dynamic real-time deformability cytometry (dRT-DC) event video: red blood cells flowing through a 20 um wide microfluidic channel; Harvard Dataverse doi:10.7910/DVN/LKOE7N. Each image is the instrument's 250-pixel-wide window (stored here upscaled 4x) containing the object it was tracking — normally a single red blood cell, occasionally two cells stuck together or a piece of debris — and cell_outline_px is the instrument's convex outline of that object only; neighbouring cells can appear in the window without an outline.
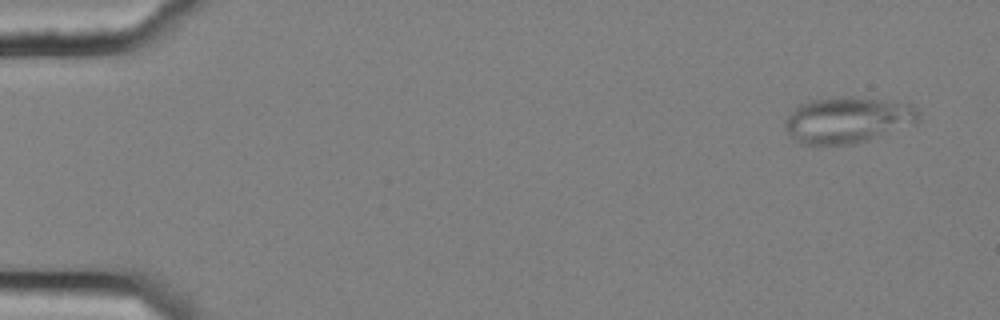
{"species": "common noctule bat (a hibernating species)", "species_latin": "Nyctalus noctula", "temperature_condition": "cold", "stored_images_in_passage": 55, "camera_frame_rate_fps": 3000, "um_per_image_px": 0.085, "animal": {"sex": "female", "body_mass_g": 25.1}, "frame": {"image": 1, "passage_image": 3, "time_ms": 0.667, "image_size_px": [1000, 320], "cell_outline_px": [[920, 120], [916, 124], [868, 140], [852, 144], [804, 144], [796, 140], [784, 128], [784, 120], [800, 104], [812, 100], [844, 96], [848, 96], [912, 104], [920, 112]], "centroid_in_image_um": [72.09, 10.2], "position_along_channel_um": 12.9, "area_um2": 35.78}}
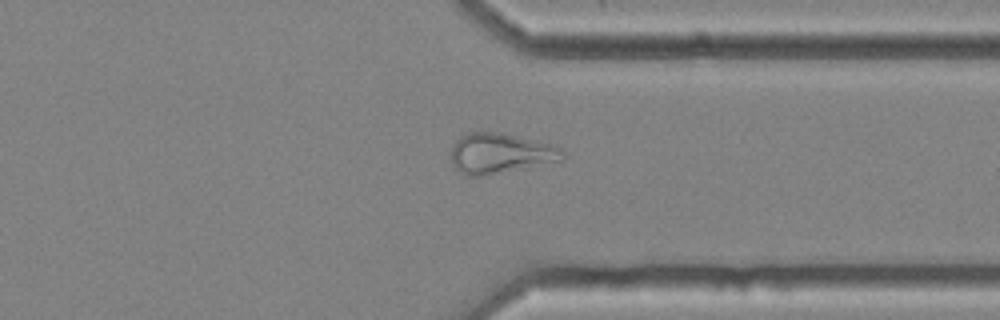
{"frame": {"image": 2, "passage_image": 43, "time_ms": 14.0, "image_size_px": [1000, 320], "cell_outline_px": [[564, 160], [524, 168], [480, 176], [468, 176], [460, 172], [452, 164], [452, 144], [460, 136], [468, 132], [500, 132], [564, 148]], "centroid_in_image_um": [42.52, 13.03], "position_along_channel_um": 368.9, "area_um2": 26.01}}
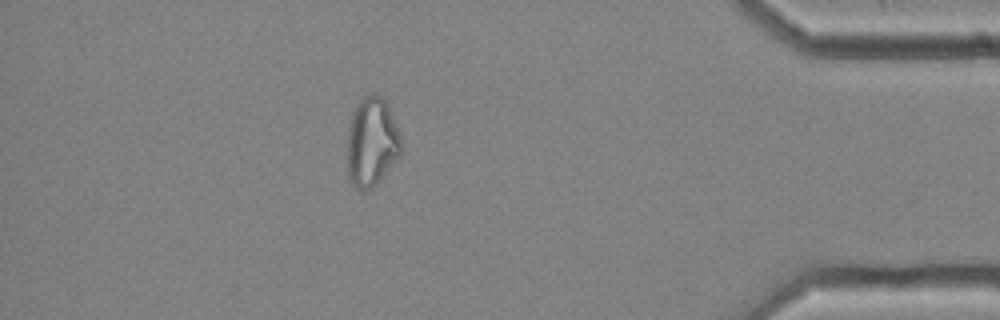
{"frame": {"image": 3, "passage_image": 49, "time_ms": 16.0, "image_size_px": [1000, 320], "cell_outline_px": [[400, 156], [376, 184], [372, 188], [364, 192], [356, 188], [348, 180], [348, 128], [352, 112], [356, 104], [364, 96], [372, 92], [376, 92], [384, 96], [388, 104], [400, 136]], "centroid_in_image_um": [31.58, 12.04], "position_along_channel_um": 403.6, "area_um2": 28.26}, "authors_computed_cell_mechanics": {"area_um2": 27.3394, "velocity_mm_per_s": 3.6531, "shape_relaxation_time_tau1_ms": null, "shape_relaxation_time_tau2_ms": 2.3463, "deformation_change_tau1": null, "deformation_change_tau2": 0.086}}